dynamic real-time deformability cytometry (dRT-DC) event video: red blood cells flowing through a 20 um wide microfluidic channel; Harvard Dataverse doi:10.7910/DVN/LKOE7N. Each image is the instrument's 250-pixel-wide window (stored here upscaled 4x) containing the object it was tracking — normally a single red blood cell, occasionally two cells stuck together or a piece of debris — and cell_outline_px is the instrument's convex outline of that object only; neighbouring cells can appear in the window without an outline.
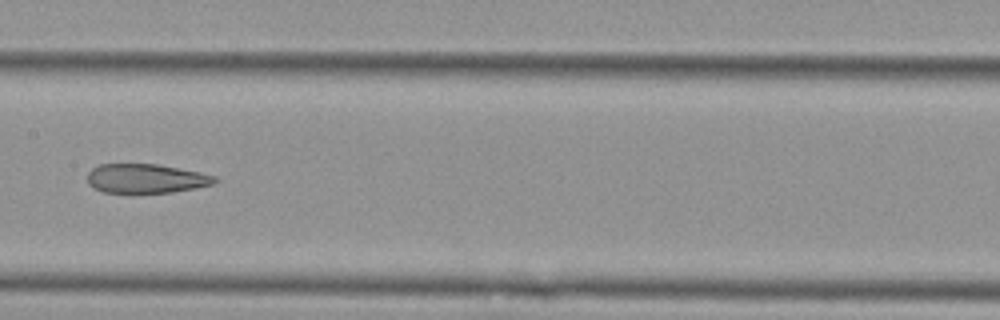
{"species": "Egyptian fruit bat (a non-hibernating species)", "species_latin": "Rousettus aegyptiacus", "temperature_condition": "cold", "stored_images_in_passage": 8, "segment_of_instrument_passage": [2, 2], "camera_frame_rate_fps": 3000, "um_per_image_px": 0.085, "animal": {"sex": "female"}, "frame": {"image": 1, "passage_image": 8, "time_ms": 2.333, "image_size_px": [1000, 320], "cell_outline_px": [[216, 180], [212, 184], [196, 188], [172, 192], [104, 192], [88, 184], [88, 172], [92, 168], [100, 164], [160, 164], [200, 172], [216, 176]], "centroid_in_image_um": [12.41, 15.16], "position_along_channel_um": 195.0, "area_um2": 21.5}}